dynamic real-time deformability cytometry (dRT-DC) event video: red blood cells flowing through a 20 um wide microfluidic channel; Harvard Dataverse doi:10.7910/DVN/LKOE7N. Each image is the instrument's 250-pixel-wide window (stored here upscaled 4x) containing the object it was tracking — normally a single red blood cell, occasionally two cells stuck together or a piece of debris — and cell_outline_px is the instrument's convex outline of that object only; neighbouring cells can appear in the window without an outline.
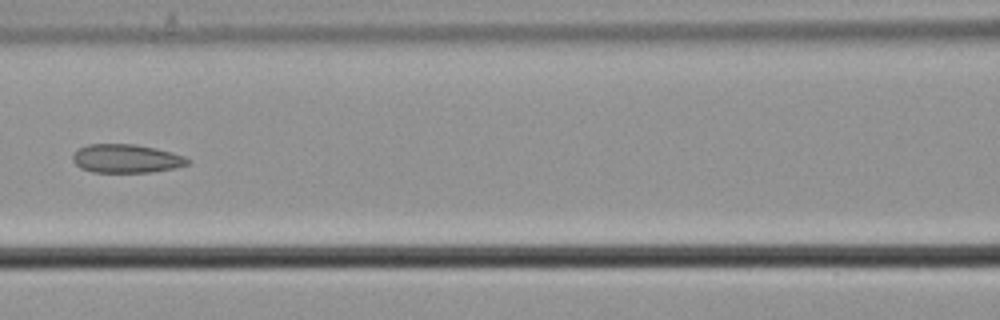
{"species": "common noctule bat (a hibernating species)", "species_latin": "Nyctalus noctula", "temperature_condition": "cold", "stored_images_in_passage": 8, "camera_frame_rate_fps": 3000, "um_per_image_px": 0.085, "animal": {"sex": "male", "body_mass_g": 21.5, "forearm_length_mm": 52.0}, "frame": {"image": 1, "passage_image": 6, "time_ms": 1.667, "image_size_px": [1000, 320], "cell_outline_px": [[192, 160], [188, 164], [176, 168], [152, 172], [92, 172], [80, 168], [72, 160], [72, 156], [80, 148], [88, 144], [136, 144], [156, 148], [172, 152], [184, 156]], "centroid_in_image_um": [10.77, 13.48], "position_along_channel_um": 155.8, "area_um2": 19.25}}
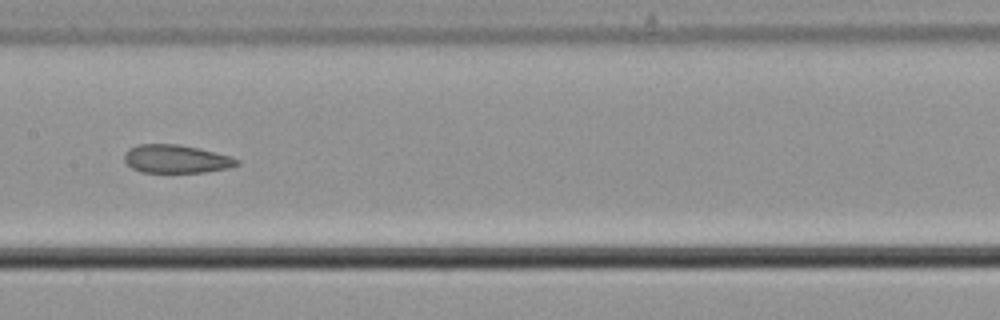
{"frame": {"image": 2, "passage_image": 7, "time_ms": 2.0, "image_size_px": [1000, 320], "cell_outline_px": [[240, 164], [228, 168], [204, 172], [140, 172], [132, 168], [124, 160], [124, 152], [128, 148], [136, 144], [180, 144], [200, 148], [228, 156], [240, 160]], "centroid_in_image_um": [14.94, 13.5], "position_along_channel_um": 192.5, "area_um2": 18.61}}
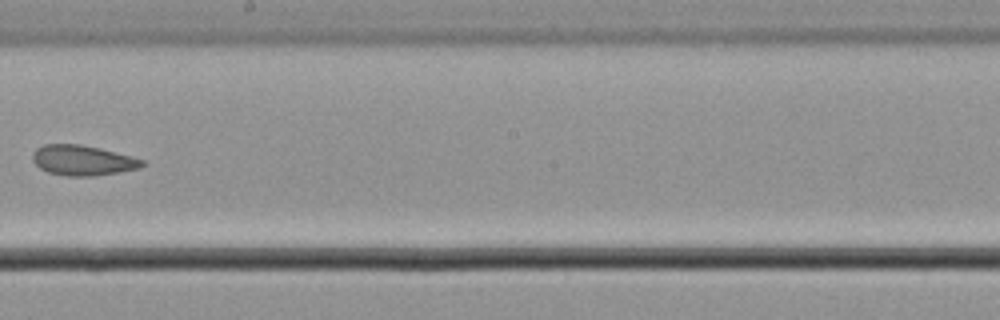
{"frame": {"image": 3, "passage_image": 8, "time_ms": 2.333, "image_size_px": [1000, 320], "cell_outline_px": [[148, 164], [140, 168], [92, 176], [68, 176], [48, 172], [40, 168], [32, 160], [32, 152], [36, 148], [44, 144], [80, 144], [100, 148], [132, 156], [144, 160]], "centroid_in_image_um": [7.03, 13.62], "position_along_channel_um": 241.2, "area_um2": 19.36}}